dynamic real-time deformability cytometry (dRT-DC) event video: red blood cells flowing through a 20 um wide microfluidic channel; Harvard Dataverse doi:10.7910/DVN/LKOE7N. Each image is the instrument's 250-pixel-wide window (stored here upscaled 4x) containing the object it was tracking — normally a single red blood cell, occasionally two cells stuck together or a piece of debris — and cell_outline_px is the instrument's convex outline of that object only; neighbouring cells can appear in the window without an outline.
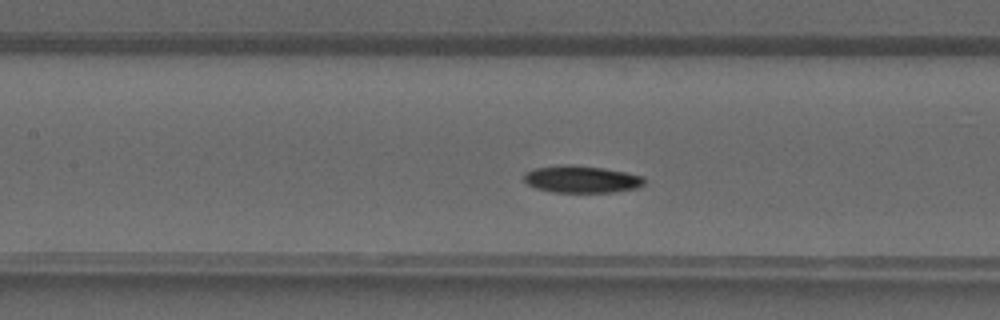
{"species": "common noctule bat (a hibernating species)", "species_latin": "Nyctalus noctula", "temperature_condition": "warm", "stored_images_in_passage": 33, "camera_frame_rate_fps": 3000, "um_per_image_px": 0.085, "animal": {"sex": "male", "forearm_length_mm": 52.5}, "frame": {"image": 1, "passage_image": 14, "time_ms": 4.333, "image_size_px": [1000, 320], "cell_outline_px": [[644, 184], [640, 188], [612, 192], [552, 192], [536, 188], [528, 184], [524, 180], [524, 172], [536, 168], [564, 164], [568, 164], [604, 168], [644, 176]], "centroid_in_image_um": [49.44, 15.23], "position_along_channel_um": 158.0, "area_um2": 19.07}}
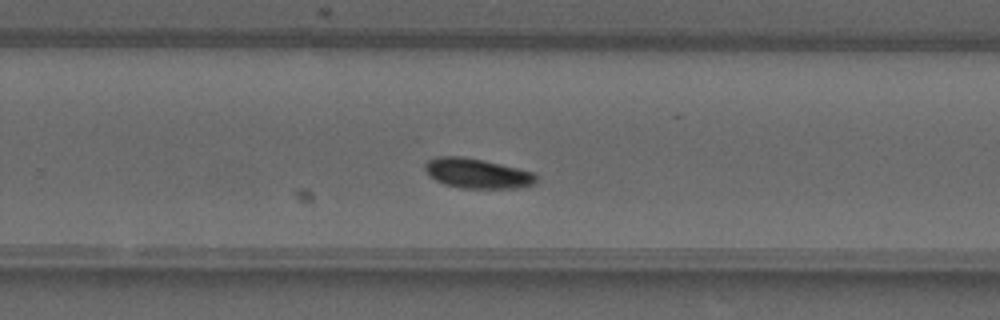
{"frame": {"image": 2, "passage_image": 22, "time_ms": 7.0, "image_size_px": [1000, 320], "cell_outline_px": [[536, 184], [520, 188], [460, 188], [444, 184], [428, 176], [424, 168], [424, 164], [428, 160], [436, 156], [460, 156], [484, 160], [532, 172], [536, 176]], "centroid_in_image_um": [40.52, 14.74], "position_along_channel_um": 289.3, "area_um2": 19.42}}
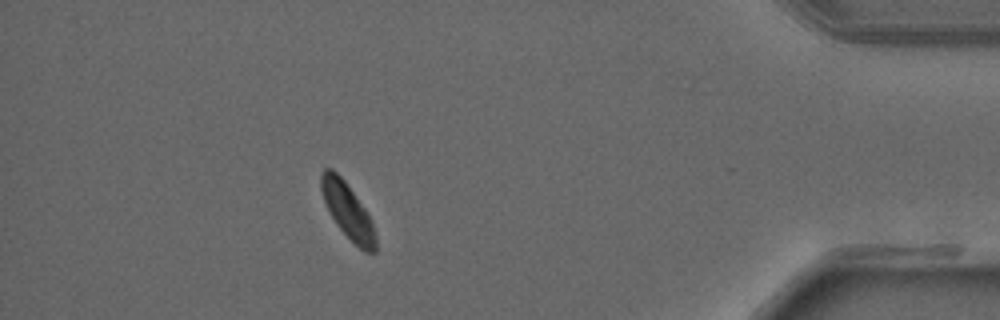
{"frame": {"image": 3, "passage_image": 32, "time_ms": 10.333, "image_size_px": [1000, 320], "cell_outline_px": [[376, 252], [364, 252], [336, 224], [324, 200], [320, 188], [320, 172], [324, 168], [332, 168], [344, 180], [364, 208], [372, 220], [376, 240]], "centroid_in_image_um": [29.54, 17.89], "position_along_channel_um": 405.7, "area_um2": 17.22}}